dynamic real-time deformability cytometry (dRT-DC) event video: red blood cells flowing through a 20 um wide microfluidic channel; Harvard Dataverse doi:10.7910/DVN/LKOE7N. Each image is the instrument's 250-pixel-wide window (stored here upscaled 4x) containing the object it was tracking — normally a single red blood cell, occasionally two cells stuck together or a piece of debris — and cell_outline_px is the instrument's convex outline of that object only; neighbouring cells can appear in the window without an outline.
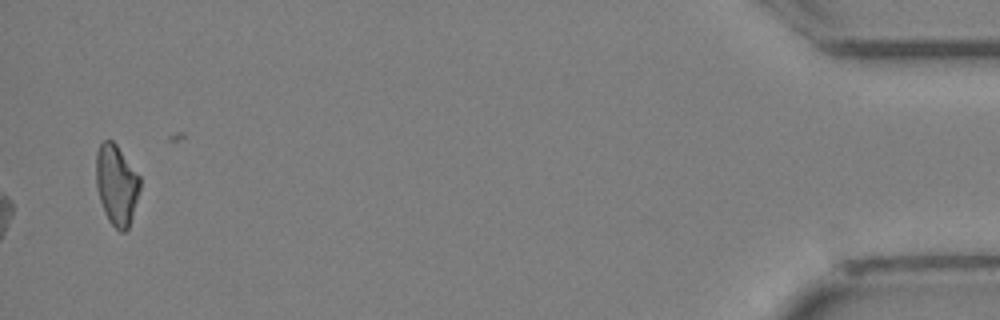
{"species": "Egyptian fruit bat (a non-hibernating species)", "species_latin": "Rousettus aegyptiacus", "temperature_condition": "cold", "stored_images_in_passage": 34, "camera_frame_rate_fps": 3000, "um_per_image_px": 0.085, "animal": {"sex": "female"}, "frame": {"image": 1, "passage_image": 34, "time_ms": 11.0, "image_size_px": [1000, 320], "cell_outline_px": [[140, 188], [128, 228], [124, 232], [120, 232], [108, 220], [100, 200], [96, 184], [96, 152], [100, 144], [104, 140], [112, 140], [116, 144], [140, 176]], "centroid_in_image_um": [9.9, 15.68], "position_along_channel_um": 425.3, "area_um2": 20.35}}